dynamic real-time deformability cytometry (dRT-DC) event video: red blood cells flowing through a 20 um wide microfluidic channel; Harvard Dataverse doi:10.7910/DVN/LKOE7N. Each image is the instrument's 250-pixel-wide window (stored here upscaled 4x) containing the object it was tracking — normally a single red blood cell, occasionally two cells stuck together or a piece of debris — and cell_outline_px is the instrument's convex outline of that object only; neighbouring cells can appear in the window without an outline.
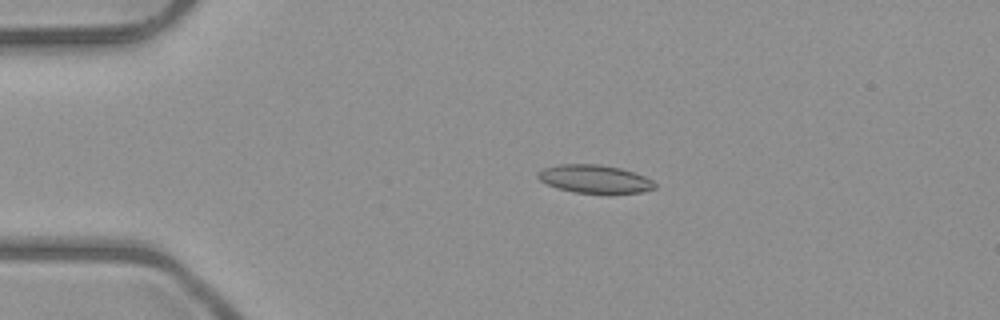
{"species": "common noctule bat (a hibernating species)", "species_latin": "Nyctalus noctula", "temperature_condition": "room temperature", "stored_images_in_passage": 4, "camera_frame_rate_fps": 3000, "um_per_image_px": 0.085, "animal": {"sex": "male", "body_mass_g": 23.1, "forearm_length_mm": 52.7}, "frame": {"image": 1, "passage_image": 3, "time_ms": 2.333, "image_size_px": [1000, 320], "cell_outline_px": [[656, 188], [640, 192], [572, 192], [548, 184], [540, 180], [536, 176], [536, 172], [544, 168], [560, 164], [600, 164], [620, 168], [644, 176], [652, 180], [656, 184]], "centroid_in_image_um": [50.52, 15.19], "position_along_channel_um": 34.5, "area_um2": 18.79}}